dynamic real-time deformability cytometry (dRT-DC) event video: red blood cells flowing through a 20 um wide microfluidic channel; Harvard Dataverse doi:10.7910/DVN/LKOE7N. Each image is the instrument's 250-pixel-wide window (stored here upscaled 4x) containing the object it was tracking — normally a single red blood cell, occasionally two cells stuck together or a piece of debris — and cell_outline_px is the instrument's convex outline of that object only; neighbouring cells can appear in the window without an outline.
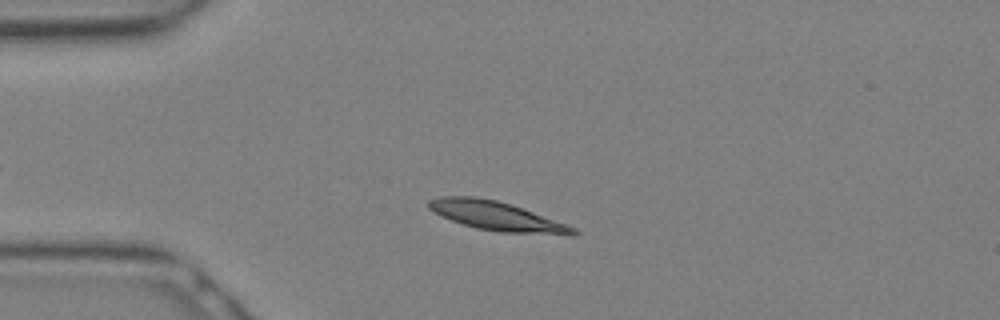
{"species": "Egyptian fruit bat (a non-hibernating species)", "species_latin": "Rousettus aegyptiacus", "temperature_condition": "warm", "stored_images_in_passage": 11, "camera_frame_rate_fps": 3000, "um_per_image_px": 0.085, "animal": {"sex": "female"}, "frame": {"image": 1, "passage_image": 4, "time_ms": 1.0, "image_size_px": [1000, 320], "cell_outline_px": [[580, 232], [576, 236], [568, 236], [500, 232], [476, 228], [440, 216], [428, 208], [428, 200], [440, 196], [476, 196], [496, 200], [532, 212], [576, 228]], "centroid_in_image_um": [42.24, 18.39], "position_along_channel_um": 42.8, "area_um2": 24.45}}
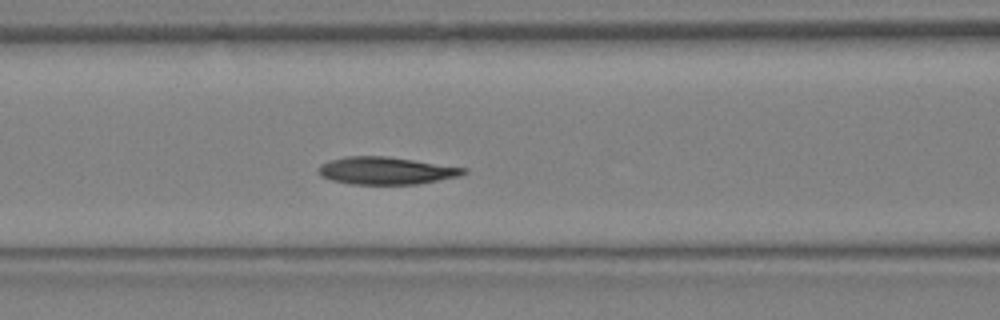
{"frame": {"image": 2, "passage_image": 9, "time_ms": 2.667, "image_size_px": [1000, 320], "cell_outline_px": [[468, 172], [460, 176], [416, 184], [352, 184], [332, 180], [320, 176], [320, 164], [328, 160], [348, 156], [384, 156], [468, 168]], "centroid_in_image_um": [32.82, 14.51], "position_along_channel_um": 133.8, "area_um2": 23.0}}
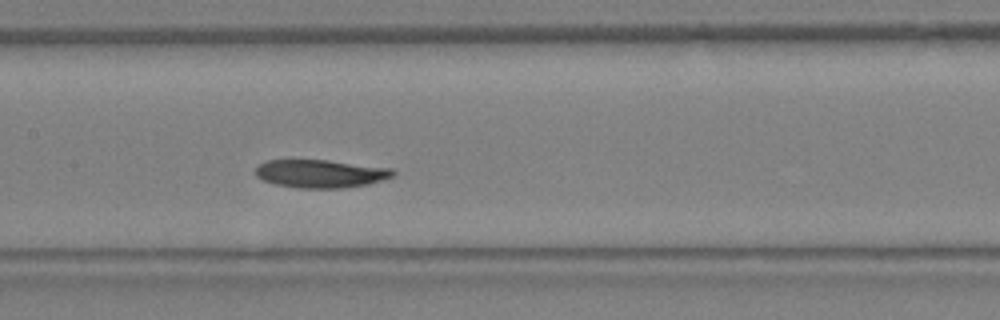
{"frame": {"image": 3, "passage_image": 11, "time_ms": 3.333, "image_size_px": [1000, 320], "cell_outline_px": [[396, 172], [392, 176], [368, 184], [340, 188], [296, 188], [276, 184], [264, 180], [256, 176], [256, 168], [264, 160], [328, 160], [392, 168]], "centroid_in_image_um": [27.24, 14.75], "position_along_channel_um": 180.2, "area_um2": 22.37}}